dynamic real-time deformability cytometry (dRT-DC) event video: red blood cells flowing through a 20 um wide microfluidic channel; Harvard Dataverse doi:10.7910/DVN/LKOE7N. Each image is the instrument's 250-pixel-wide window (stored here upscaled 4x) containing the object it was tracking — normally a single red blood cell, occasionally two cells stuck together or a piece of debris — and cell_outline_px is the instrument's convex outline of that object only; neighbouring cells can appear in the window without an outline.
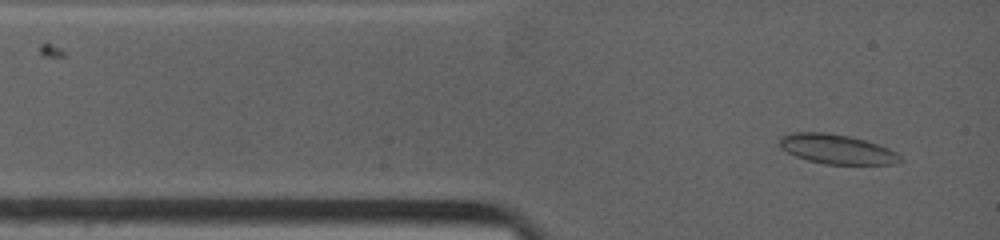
{"species": "common noctule bat (a hibernating species)", "species_latin": "Nyctalus noctula", "temperature_condition": "warm", "stored_images_in_passage": 4, "camera_frame_rate_fps": 4500, "um_per_image_px": 0.085, "animal": {"sex": "female", "body_mass_g": 19.0, "forearm_length_mm": 53.3}, "frame": {"image": 1, "passage_image": 4, "time_ms": 1.556, "image_size_px": [1000, 240], "cell_outline_px": [[904, 160], [892, 164], [824, 164], [808, 160], [796, 156], [780, 148], [780, 140], [784, 136], [792, 132], [824, 132], [848, 136], [864, 140], [888, 148], [896, 152]], "centroid_in_image_um": [71.13, 12.68], "position_along_channel_um": 13.9, "area_um2": 20.52}}